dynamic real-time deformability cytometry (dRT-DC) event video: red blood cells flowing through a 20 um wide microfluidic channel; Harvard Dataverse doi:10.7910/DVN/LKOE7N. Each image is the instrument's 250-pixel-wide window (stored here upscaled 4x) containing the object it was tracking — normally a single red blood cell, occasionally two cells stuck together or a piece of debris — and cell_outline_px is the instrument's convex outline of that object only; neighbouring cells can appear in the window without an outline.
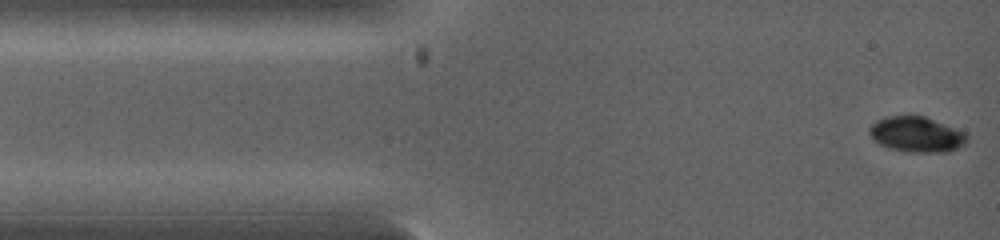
{"species": "common noctule bat (a hibernating species)", "species_latin": "Nyctalus noctula", "temperature_condition": "warm", "stored_images_in_passage": 7, "camera_frame_rate_fps": 5000, "um_per_image_px": 0.085, "animal": {"sex": "female", "body_mass_g": 19.0, "forearm_length_mm": 53.3}, "frame": {"image": 1, "passage_image": 1, "time_ms": 0.0, "image_size_px": [1000, 240], "cell_outline_px": [[968, 140], [964, 144], [948, 152], [908, 152], [888, 148], [872, 140], [868, 132], [868, 128], [876, 120], [888, 116], [924, 116], [964, 132], [968, 136]], "centroid_in_image_um": [77.86, 11.43], "position_along_channel_um": 7.1, "area_um2": 20.11}}